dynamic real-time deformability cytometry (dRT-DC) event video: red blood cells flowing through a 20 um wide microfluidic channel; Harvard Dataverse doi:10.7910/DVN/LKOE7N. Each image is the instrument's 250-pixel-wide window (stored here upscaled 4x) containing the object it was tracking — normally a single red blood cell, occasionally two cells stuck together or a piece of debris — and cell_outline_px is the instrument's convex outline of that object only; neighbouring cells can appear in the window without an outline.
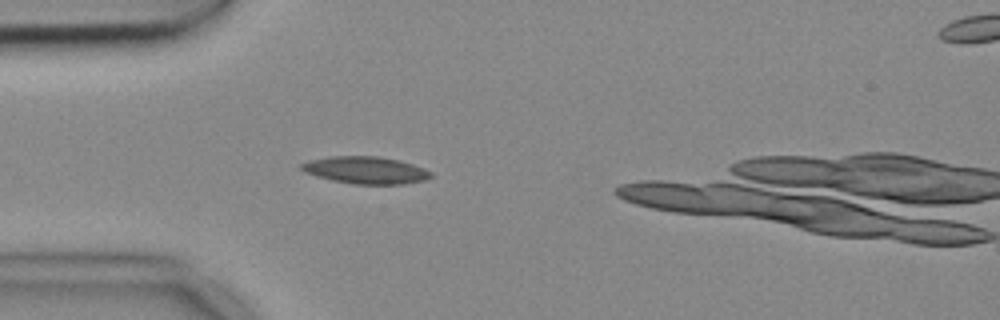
{"species": "common noctule bat (a hibernating species)", "species_latin": "Nyctalus noctula", "temperature_condition": "cold", "stored_images_in_passage": 4, "camera_frame_rate_fps": 3000, "um_per_image_px": 0.085, "animal": {"sex": "female", "body_mass_g": 18.4}, "frame": {"image": 1, "passage_image": 3, "time_ms": 0.667, "image_size_px": [1000, 320], "cell_outline_px": [[432, 176], [424, 180], [404, 184], [356, 184], [332, 180], [316, 176], [304, 172], [300, 168], [300, 164], [308, 160], [332, 156], [380, 156], [400, 160], [424, 168], [432, 172]], "centroid_in_image_um": [31.07, 14.45], "position_along_channel_um": 53.9, "area_um2": 20.58}}